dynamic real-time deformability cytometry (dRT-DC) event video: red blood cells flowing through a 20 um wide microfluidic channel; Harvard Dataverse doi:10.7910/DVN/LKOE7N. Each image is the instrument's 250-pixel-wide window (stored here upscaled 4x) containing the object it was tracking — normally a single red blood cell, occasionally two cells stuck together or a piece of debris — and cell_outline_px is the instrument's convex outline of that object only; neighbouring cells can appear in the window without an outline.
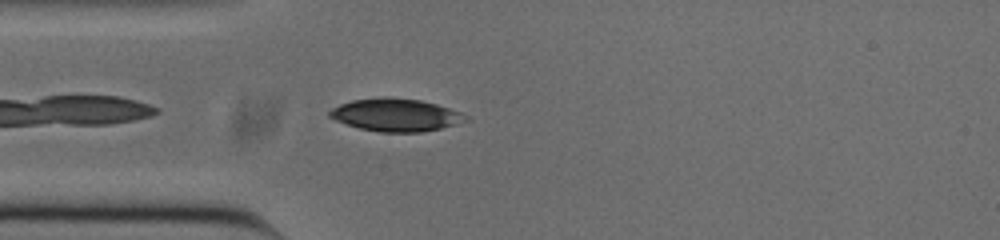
{"species": "common noctule bat (a hibernating species)", "species_latin": "Nyctalus noctula", "temperature_condition": "cold", "stored_images_in_passage": 41, "camera_frame_rate_fps": 3000, "um_per_image_px": 0.085, "animal": {"sex": "male", "body_mass_g": 20.0, "forearm_length_mm": 53.3}, "frame": {"image": 1, "passage_image": 2, "time_ms": 0.333, "image_size_px": [1000, 240], "cell_outline_px": [[472, 120], [440, 128], [420, 132], [380, 132], [360, 128], [336, 120], [328, 116], [328, 112], [332, 108], [340, 104], [352, 100], [384, 96], [392, 96], [420, 100], [436, 104], [460, 112], [468, 116]], "centroid_in_image_um": [33.66, 9.76], "position_along_channel_um": 51.3, "area_um2": 26.01}}
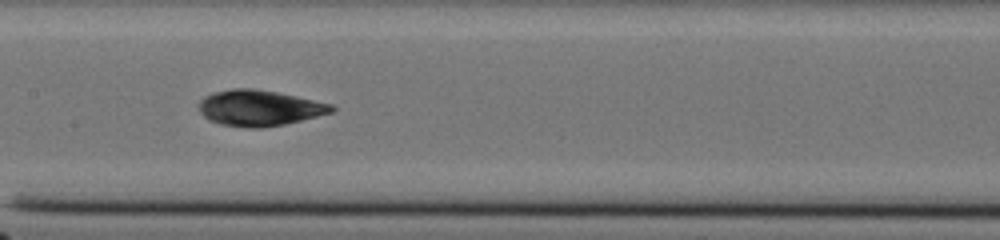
{"frame": {"image": 2, "passage_image": 13, "time_ms": 4.0, "image_size_px": [1000, 240], "cell_outline_px": [[336, 108], [332, 112], [284, 124], [260, 128], [248, 128], [220, 124], [208, 120], [200, 112], [200, 100], [204, 96], [212, 92], [232, 88], [252, 88], [276, 92], [296, 96], [332, 104]], "centroid_in_image_um": [22.01, 9.17], "position_along_channel_um": 185.4, "area_um2": 27.57}}
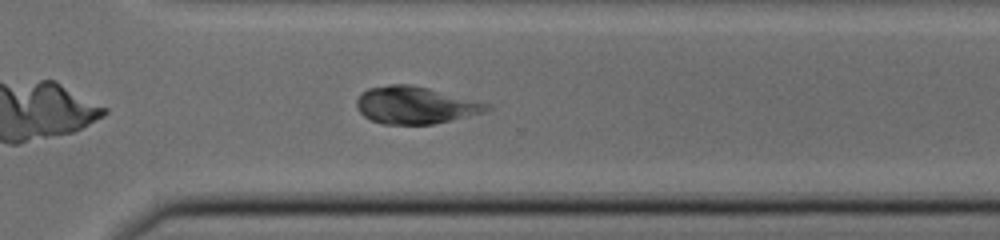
{"frame": {"image": 3, "passage_image": 25, "time_ms": 8.0, "image_size_px": [1000, 240], "cell_outline_px": [[492, 108], [484, 112], [468, 116], [432, 124], [380, 124], [364, 116], [360, 112], [356, 104], [356, 100], [360, 92], [368, 88], [388, 84], [412, 84], [492, 104]], "centroid_in_image_um": [35.28, 8.93], "position_along_channel_um": 335.3, "area_um2": 28.32}, "authors_computed_cell_mechanics": {"area_um2": 27.0504, "velocity_mm_per_s": 3.7535, "shape_relaxation_time_tau1_ms": 2.7325, "shape_relaxation_time_tau2_ms": 2.8635, "deformation_change_tau1": 0.0802, "deformation_change_tau2": 0.0844}}